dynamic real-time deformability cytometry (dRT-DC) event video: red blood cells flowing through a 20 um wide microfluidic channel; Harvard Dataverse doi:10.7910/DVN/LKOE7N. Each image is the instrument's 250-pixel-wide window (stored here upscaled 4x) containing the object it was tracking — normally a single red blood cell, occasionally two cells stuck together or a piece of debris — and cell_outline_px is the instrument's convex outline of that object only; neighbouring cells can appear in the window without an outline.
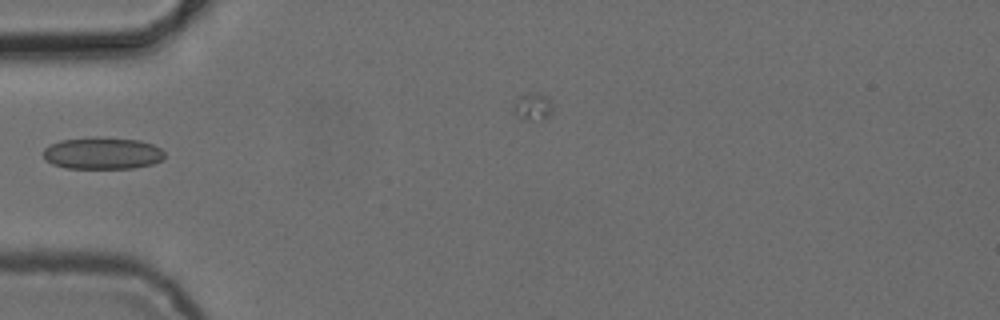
{"species": "common noctule bat (a hibernating species)", "species_latin": "Nyctalus noctula", "temperature_condition": "cold", "stored_images_in_passage": 3, "camera_frame_rate_fps": 3000, "um_per_image_px": 0.085, "animal": {"sex": "female", "body_mass_g": 24.6, "forearm_length_mm": 56.2}, "frame": {"image": 1, "passage_image": 1, "time_ms": 0.0, "image_size_px": [1000, 320], "cell_outline_px": [[164, 156], [160, 160], [152, 164], [132, 168], [68, 168], [52, 164], [44, 156], [44, 148], [48, 144], [60, 140], [96, 136], [140, 140], [152, 144], [160, 148], [164, 152]], "centroid_in_image_um": [8.69, 13.01], "position_along_channel_um": 76.3, "area_um2": 22.66}}
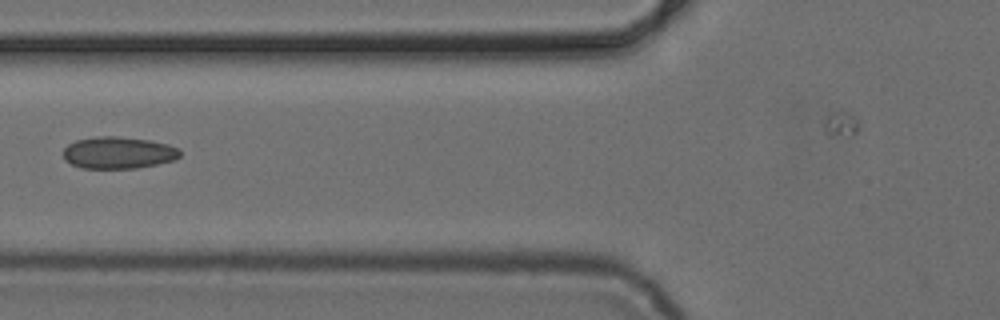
{"frame": {"image": 2, "passage_image": 2, "time_ms": 1.0, "image_size_px": [1000, 320], "cell_outline_px": [[180, 156], [176, 160], [136, 168], [80, 168], [64, 160], [64, 148], [68, 144], [76, 140], [96, 136], [120, 136], [148, 140], [168, 144], [180, 148]], "centroid_in_image_um": [10.07, 12.97], "position_along_channel_um": 115.7, "area_um2": 21.85}}